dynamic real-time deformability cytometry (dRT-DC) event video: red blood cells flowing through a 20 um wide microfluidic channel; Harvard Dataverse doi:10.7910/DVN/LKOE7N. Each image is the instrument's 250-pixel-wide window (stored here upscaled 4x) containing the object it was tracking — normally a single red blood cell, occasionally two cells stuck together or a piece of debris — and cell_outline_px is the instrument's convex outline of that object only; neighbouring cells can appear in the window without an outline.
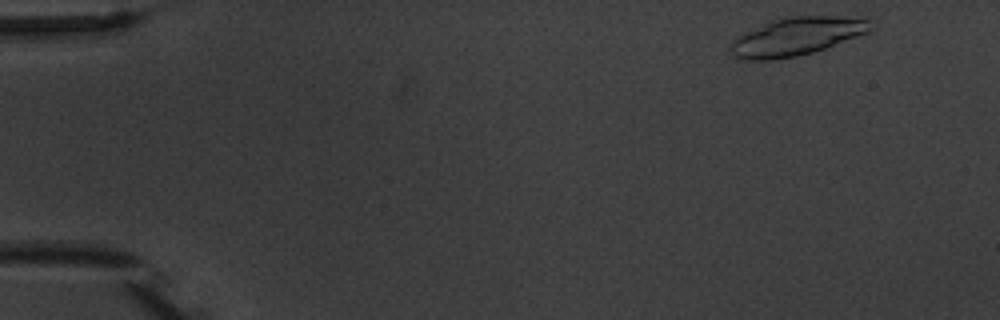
{"species": "common noctule bat (a hibernating species)", "species_latin": "Nyctalus noctula", "temperature_condition": "warm", "stored_images_in_passage": 5, "camera_frame_rate_fps": 3000, "um_per_image_px": 0.085, "animal": {"sex": "male", "body_mass_g": 20.1, "forearm_length_mm": 53.5}, "frame": {"image": 1, "passage_image": 1, "time_ms": 0.0, "image_size_px": [1000, 320], "cell_outline_px": [[876, 32], [812, 52], [796, 56], [768, 60], [740, 60], [732, 52], [732, 40], [772, 20], [788, 16], [868, 16], [876, 20]], "centroid_in_image_um": [67.99, 3.06], "position_along_channel_um": 17.0, "area_um2": 31.73}}